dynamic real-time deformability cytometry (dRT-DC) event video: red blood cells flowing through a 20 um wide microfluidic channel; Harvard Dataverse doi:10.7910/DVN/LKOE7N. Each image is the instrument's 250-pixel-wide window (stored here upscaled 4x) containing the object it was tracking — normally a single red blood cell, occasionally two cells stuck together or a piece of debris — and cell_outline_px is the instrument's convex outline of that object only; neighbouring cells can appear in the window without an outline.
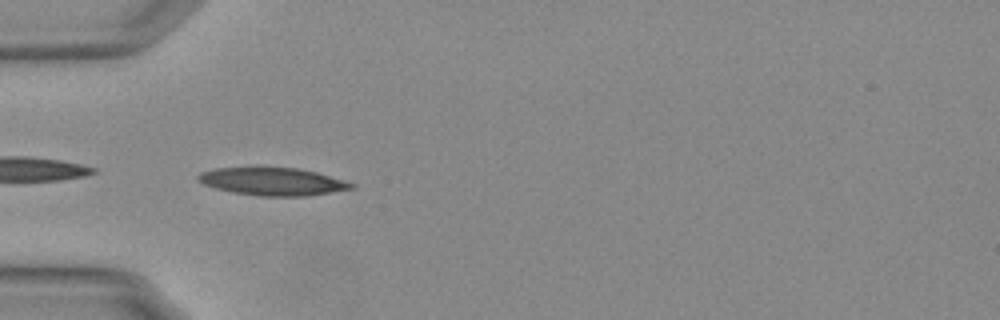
{"species": "Egyptian fruit bat (a non-hibernating species)", "species_latin": "Rousettus aegyptiacus", "temperature_condition": "warm", "stored_images_in_passage": 17, "camera_frame_rate_fps": 3000, "um_per_image_px": 0.085, "animal": {"sex": "female"}, "frame": {"image": 1, "passage_image": 1, "time_ms": 0.0, "image_size_px": [1000, 320], "cell_outline_px": [[356, 188], [308, 196], [260, 196], [232, 192], [216, 188], [204, 184], [196, 180], [196, 176], [200, 172], [216, 168], [296, 168], [316, 172], [344, 180], [356, 184]], "centroid_in_image_um": [23.18, 15.44], "position_along_channel_um": 61.8, "area_um2": 24.68}}
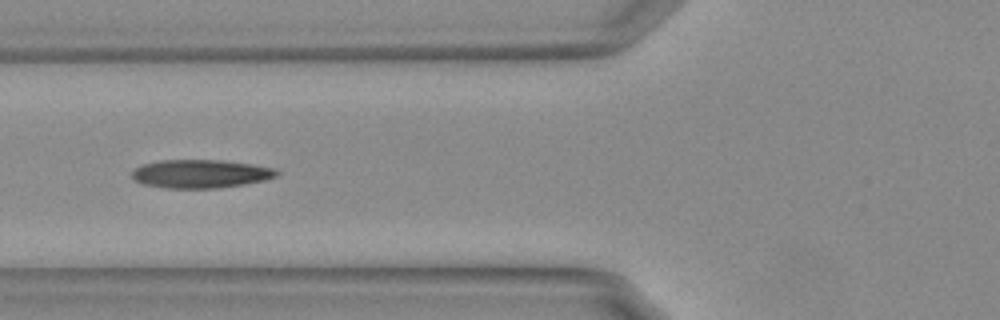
{"frame": {"image": 2, "passage_image": 5, "time_ms": 1.333, "image_size_px": [1000, 320], "cell_outline_px": [[280, 172], [276, 176], [264, 180], [244, 184], [216, 188], [164, 188], [144, 184], [132, 180], [132, 172], [136, 168], [144, 164], [160, 160], [220, 160], [252, 164], [276, 168]], "centroid_in_image_um": [17.05, 14.77], "position_along_channel_um": 108.7, "area_um2": 23.93}}
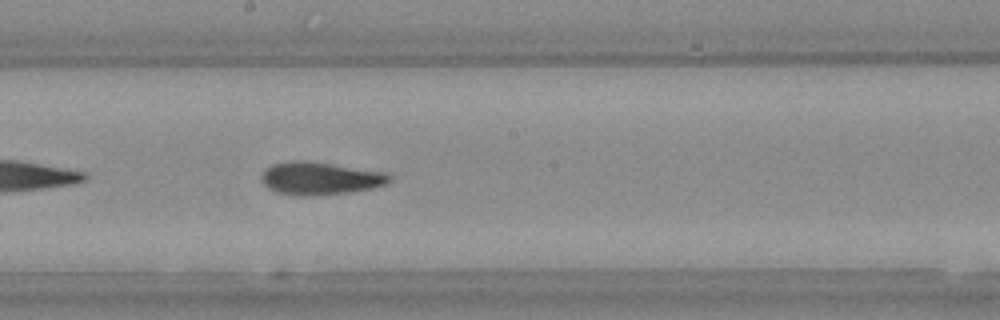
{"frame": {"image": 3, "passage_image": 14, "time_ms": 4.333, "image_size_px": [1000, 320], "cell_outline_px": [[392, 180], [388, 184], [372, 188], [348, 192], [312, 196], [292, 196], [276, 192], [268, 188], [260, 180], [260, 176], [272, 164], [296, 160], [304, 160], [388, 172], [392, 176]], "centroid_in_image_um": [27.23, 15.17], "position_along_channel_um": 221.0, "area_um2": 24.68}}